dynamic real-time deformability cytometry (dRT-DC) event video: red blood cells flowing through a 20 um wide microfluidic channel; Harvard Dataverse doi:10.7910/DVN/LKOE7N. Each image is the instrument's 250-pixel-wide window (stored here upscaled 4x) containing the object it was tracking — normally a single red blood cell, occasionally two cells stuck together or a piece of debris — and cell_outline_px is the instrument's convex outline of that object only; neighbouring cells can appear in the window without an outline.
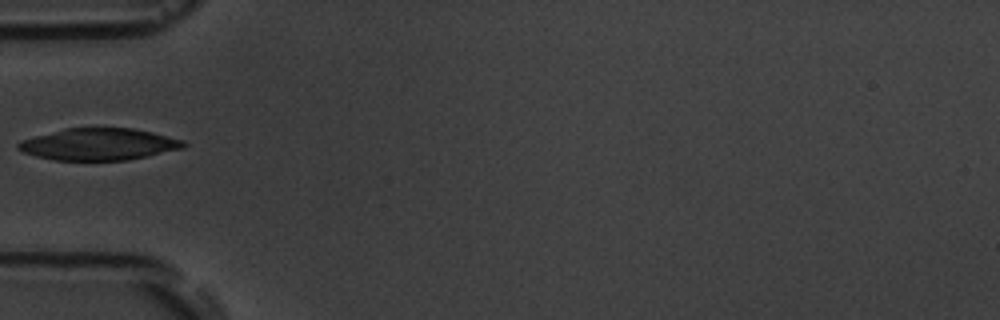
{"species": "common noctule bat (a hibernating species)", "species_latin": "Nyctalus noctula", "temperature_condition": "room temperature", "stored_images_in_passage": 1, "camera_frame_rate_fps": 3000, "um_per_image_px": 0.085, "animal": {"sex": "male", "body_mass_g": 19.5, "forearm_length_mm": 54.6}, "frame": {"image": 1, "passage_image": 1, "time_ms": 0.0, "image_size_px": [1000, 320], "cell_outline_px": [[188, 144], [184, 148], [148, 156], [128, 160], [52, 160], [36, 156], [24, 152], [16, 148], [16, 144], [20, 140], [64, 128], [132, 128], [152, 132], [184, 140]], "centroid_in_image_um": [8.4, 12.26], "position_along_channel_um": 76.6, "area_um2": 30.81}}